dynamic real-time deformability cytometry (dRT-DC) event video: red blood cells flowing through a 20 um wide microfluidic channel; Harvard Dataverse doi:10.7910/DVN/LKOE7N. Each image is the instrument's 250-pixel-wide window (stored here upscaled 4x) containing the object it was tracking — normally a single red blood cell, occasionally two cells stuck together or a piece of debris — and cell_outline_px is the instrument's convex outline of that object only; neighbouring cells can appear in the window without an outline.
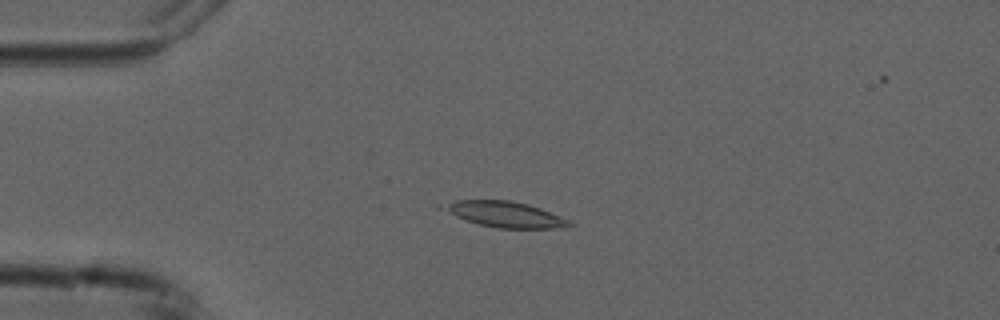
{"species": "common noctule bat (a hibernating species)", "species_latin": "Nyctalus noctula", "temperature_condition": "cold", "stored_images_in_passage": 3, "camera_frame_rate_fps": 3000, "um_per_image_px": 0.085, "animal": {"sex": "male", "forearm_length_mm": 52.5}, "frame": {"image": 1, "passage_image": 3, "time_ms": 2.333, "image_size_px": [1000, 320], "cell_outline_px": [[572, 224], [564, 228], [496, 228], [480, 224], [456, 216], [436, 208], [436, 204], [456, 200], [508, 200], [528, 204], [540, 208], [560, 216], [568, 220]], "centroid_in_image_um": [42.82, 18.2], "position_along_channel_um": 42.2, "area_um2": 18.96}}